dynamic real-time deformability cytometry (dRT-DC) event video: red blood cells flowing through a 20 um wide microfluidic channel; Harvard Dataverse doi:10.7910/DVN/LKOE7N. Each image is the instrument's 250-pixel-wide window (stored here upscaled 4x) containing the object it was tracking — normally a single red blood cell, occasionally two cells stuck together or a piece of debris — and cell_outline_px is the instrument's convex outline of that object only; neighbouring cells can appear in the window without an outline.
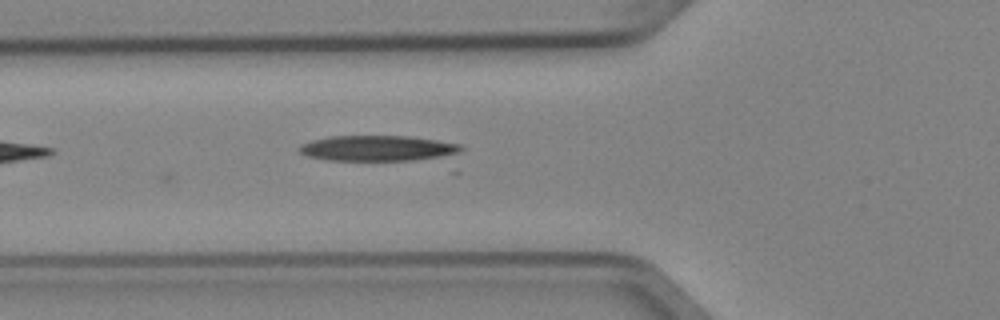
{"species": "Egyptian fruit bat (a non-hibernating species)", "species_latin": "Rousettus aegyptiacus", "temperature_condition": "cold", "stored_images_in_passage": 6, "camera_frame_rate_fps": 3000, "um_per_image_px": 0.085, "animal": {"sex": "female"}, "frame": {"image": 1, "passage_image": 6, "time_ms": 1.667, "image_size_px": [1000, 320], "cell_outline_px": [[464, 148], [460, 152], [452, 156], [416, 160], [328, 160], [308, 156], [300, 152], [296, 148], [300, 144], [312, 140], [328, 136], [408, 136], [436, 140], [460, 144]], "centroid_in_image_um": [32.12, 12.6], "position_along_channel_um": 93.7, "area_um2": 24.28}}